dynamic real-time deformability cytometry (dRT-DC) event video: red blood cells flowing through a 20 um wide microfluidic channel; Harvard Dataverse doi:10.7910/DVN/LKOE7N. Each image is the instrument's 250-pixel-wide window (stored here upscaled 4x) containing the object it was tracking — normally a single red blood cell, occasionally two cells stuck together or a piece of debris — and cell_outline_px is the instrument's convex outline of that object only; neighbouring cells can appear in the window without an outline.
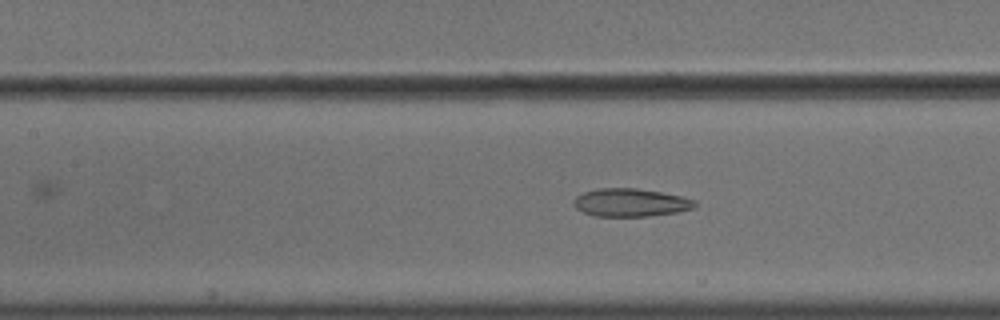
{"species": "common noctule bat (a hibernating species)", "species_latin": "Nyctalus noctula", "temperature_condition": "cold", "stored_images_in_passage": 28, "camera_frame_rate_fps": 3000, "um_per_image_px": 0.085, "animal": {"sex": "male", "body_mass_g": 18.8}, "frame": {"image": 1, "passage_image": 10, "time_ms": 3.0, "image_size_px": [1000, 320], "cell_outline_px": [[696, 204], [692, 208], [676, 212], [648, 216], [592, 216], [576, 208], [576, 196], [584, 192], [596, 188], [636, 188], [684, 196], [696, 200]], "centroid_in_image_um": [53.62, 17.21], "position_along_channel_um": 153.8, "area_um2": 19.65}}
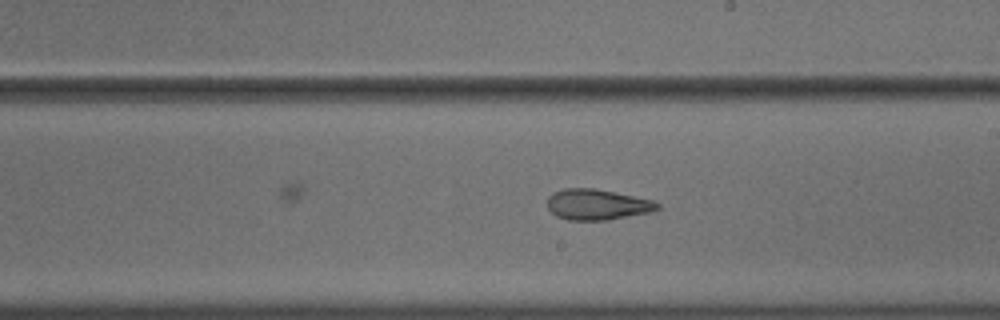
{"frame": {"image": 2, "passage_image": 17, "time_ms": 5.333, "image_size_px": [1000, 320], "cell_outline_px": [[660, 208], [652, 212], [608, 220], [568, 220], [556, 216], [548, 208], [548, 196], [552, 192], [564, 188], [596, 188], [652, 200], [660, 204]], "centroid_in_image_um": [50.76, 17.38], "position_along_channel_um": 238.2, "area_um2": 19.83}}
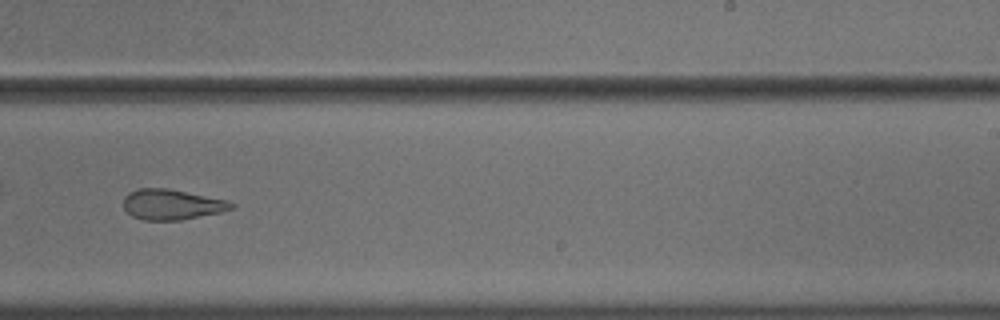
{"frame": {"image": 3, "passage_image": 20, "time_ms": 6.333, "image_size_px": [1000, 320], "cell_outline_px": [[236, 208], [224, 212], [180, 220], [144, 220], [132, 216], [124, 208], [124, 196], [128, 192], [136, 188], [172, 188], [228, 200], [236, 204]], "centroid_in_image_um": [14.66, 17.37], "position_along_channel_um": 274.3, "area_um2": 19.59}}